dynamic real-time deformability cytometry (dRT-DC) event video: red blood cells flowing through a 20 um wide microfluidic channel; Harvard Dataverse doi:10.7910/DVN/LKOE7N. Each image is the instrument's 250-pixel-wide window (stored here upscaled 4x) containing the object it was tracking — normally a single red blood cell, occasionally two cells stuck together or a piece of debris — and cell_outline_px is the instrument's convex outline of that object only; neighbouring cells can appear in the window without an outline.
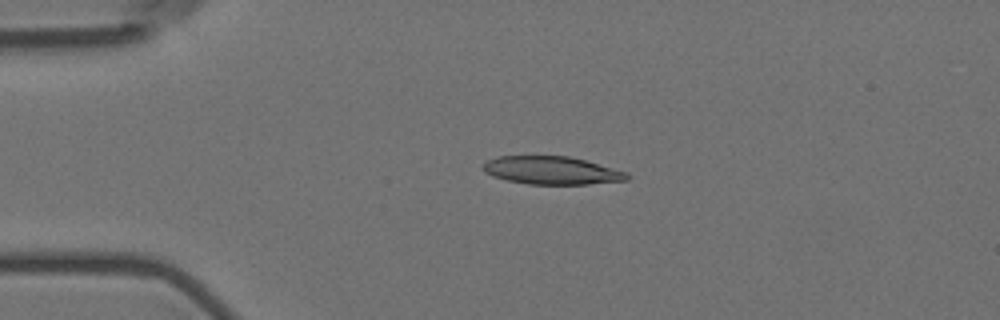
{"species": "Egyptian fruit bat (a non-hibernating species)", "species_latin": "Rousettus aegyptiacus", "temperature_condition": "room temperature", "stored_images_in_passage": 57, "camera_frame_rate_fps": 3000, "um_per_image_px": 0.085, "animal": {"sex": "female"}, "frame": {"image": 1, "passage_image": 12, "time_ms": 3.667, "image_size_px": [1000, 320], "cell_outline_px": [[632, 176], [628, 180], [588, 184], [528, 184], [508, 180], [492, 176], [484, 172], [480, 168], [488, 160], [496, 156], [568, 156], [584, 160], [628, 172]], "centroid_in_image_um": [46.89, 14.49], "position_along_channel_um": 38.1, "area_um2": 23.52}}
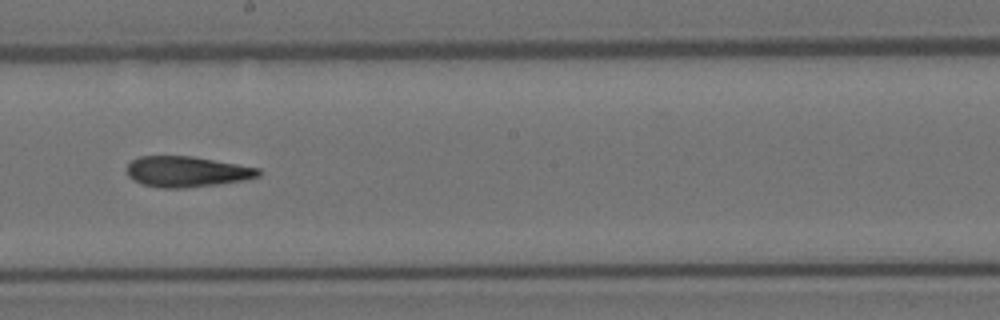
{"frame": {"image": 2, "passage_image": 31, "time_ms": 10.0, "image_size_px": [1000, 320], "cell_outline_px": [[260, 176], [240, 180], [216, 184], [184, 188], [160, 188], [144, 184], [132, 180], [128, 176], [128, 164], [132, 160], [140, 156], [192, 156], [260, 168]], "centroid_in_image_um": [15.85, 14.58], "position_along_channel_um": 232.3, "area_um2": 23.29}}
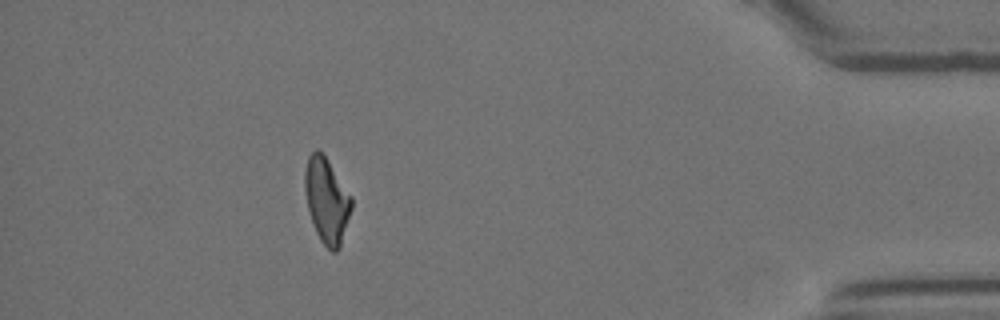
{"frame": {"image": 3, "passage_image": 50, "time_ms": 16.333, "image_size_px": [1000, 320], "cell_outline_px": [[352, 208], [340, 248], [336, 252], [332, 252], [320, 240], [316, 232], [308, 208], [304, 188], [304, 172], [308, 156], [316, 148], [328, 160], [352, 196]], "centroid_in_image_um": [27.78, 17.04], "position_along_channel_um": 407.4, "area_um2": 23.12}, "authors_computed_cell_mechanics": {"area_um2": 23.5824, "velocity_mm_per_s": 3.581, "shape_relaxation_time_tau1_ms": null, "shape_relaxation_time_tau2_ms": 5.5767, "deformation_change_tau1": null, "deformation_change_tau2": 0.1737}}